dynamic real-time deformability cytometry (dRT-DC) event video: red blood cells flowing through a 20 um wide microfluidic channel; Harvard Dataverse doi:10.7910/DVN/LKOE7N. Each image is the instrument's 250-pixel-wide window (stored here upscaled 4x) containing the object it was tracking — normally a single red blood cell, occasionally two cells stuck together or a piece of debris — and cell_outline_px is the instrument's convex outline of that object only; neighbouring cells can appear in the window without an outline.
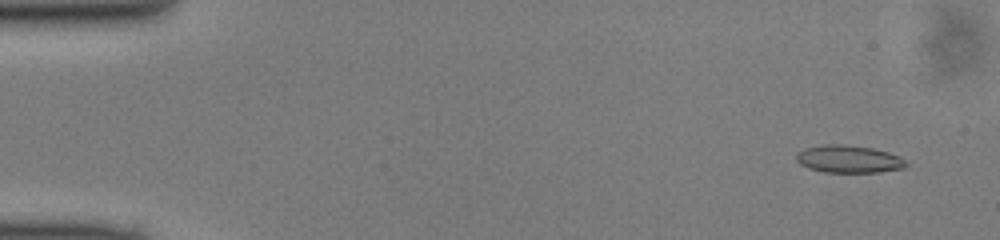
{"species": "common noctule bat (a hibernating species)", "species_latin": "Nyctalus noctula", "temperature_condition": "cold", "stored_images_in_passage": 49, "camera_frame_rate_fps": 3000, "um_per_image_px": 0.085, "animal": {"sex": "male", "body_mass_g": 13.0, "forearm_length_mm": 53.1}, "frame": {"image": 1, "passage_image": 3, "time_ms": 0.667, "image_size_px": [1000, 240], "cell_outline_px": [[912, 164], [904, 168], [880, 172], [824, 172], [808, 168], [800, 164], [796, 160], [796, 152], [804, 148], [824, 144], [844, 144], [872, 148], [888, 152], [900, 156]], "centroid_in_image_um": [72.17, 13.52], "position_along_channel_um": 12.8, "area_um2": 17.92}}
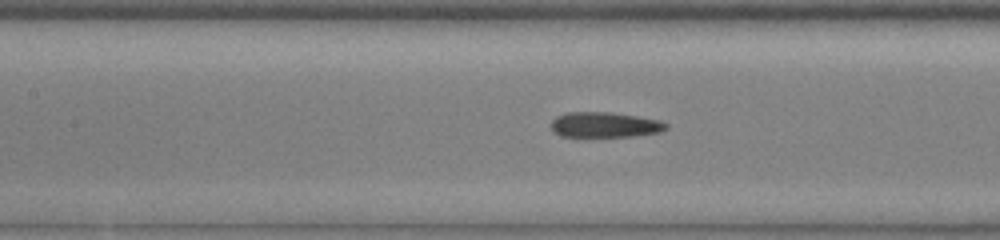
{"frame": {"image": 2, "passage_image": 22, "time_ms": 7.0, "image_size_px": [1000, 240], "cell_outline_px": [[668, 128], [660, 132], [632, 136], [560, 136], [552, 132], [552, 120], [556, 116], [568, 112], [612, 112], [660, 120], [668, 124]], "centroid_in_image_um": [51.4, 10.6], "position_along_channel_um": 156.0, "area_um2": 16.94}}
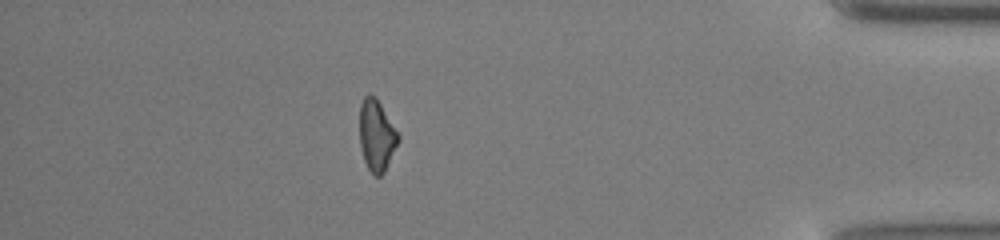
{"frame": {"image": 3, "passage_image": 43, "time_ms": 14.0, "image_size_px": [1000, 240], "cell_outline_px": [[400, 140], [384, 172], [380, 176], [376, 176], [368, 168], [364, 160], [360, 144], [360, 104], [364, 96], [368, 92], [376, 96], [400, 136]], "centroid_in_image_um": [32.01, 11.47], "position_along_channel_um": 403.2, "area_um2": 16.07}}